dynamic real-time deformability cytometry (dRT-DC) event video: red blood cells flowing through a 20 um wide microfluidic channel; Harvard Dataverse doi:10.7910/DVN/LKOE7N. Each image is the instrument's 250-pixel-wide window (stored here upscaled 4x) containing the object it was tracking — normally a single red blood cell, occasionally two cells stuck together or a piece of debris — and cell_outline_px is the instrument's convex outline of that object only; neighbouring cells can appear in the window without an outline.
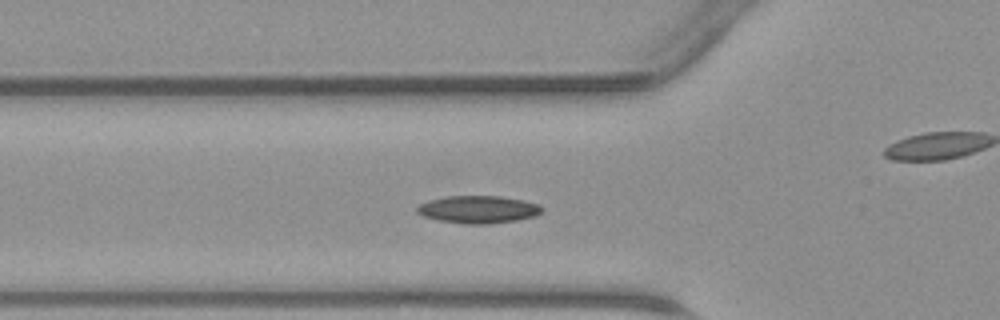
{"species": "common noctule bat (a hibernating species)", "species_latin": "Nyctalus noctula", "temperature_condition": "warm", "stored_images_in_passage": 39, "camera_frame_rate_fps": 3000, "um_per_image_px": 0.085, "animal": {"sex": "male", "body_mass_g": 23.1, "forearm_length_mm": 52.7}, "frame": {"image": 1, "passage_image": 8, "time_ms": 2.333, "image_size_px": [1000, 320], "cell_outline_px": [[544, 208], [536, 216], [516, 220], [488, 224], [464, 224], [440, 220], [424, 216], [416, 212], [416, 208], [420, 204], [428, 200], [448, 196], [500, 196], [524, 200], [540, 204]], "centroid_in_image_um": [40.67, 17.8], "position_along_channel_um": 85.1, "area_um2": 20.06}}
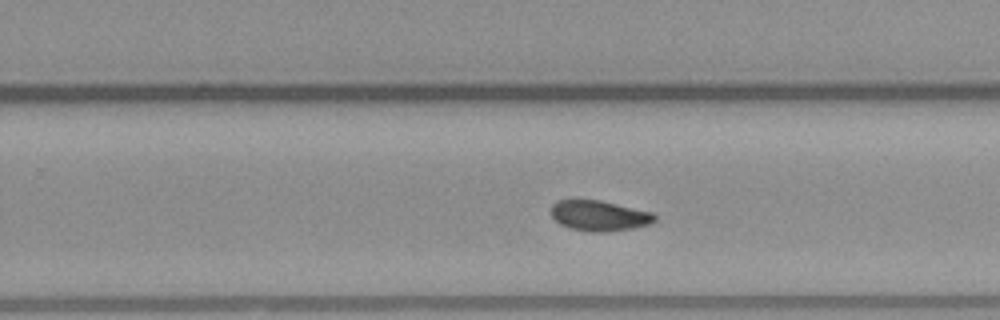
{"frame": {"image": 2, "passage_image": 21, "time_ms": 6.667, "image_size_px": [1000, 320], "cell_outline_px": [[656, 220], [652, 224], [632, 228], [608, 232], [588, 232], [572, 228], [560, 224], [552, 216], [552, 204], [556, 200], [572, 196], [600, 200], [652, 212], [656, 216]], "centroid_in_image_um": [50.89, 18.29], "position_along_channel_um": 278.9, "area_um2": 19.02}}
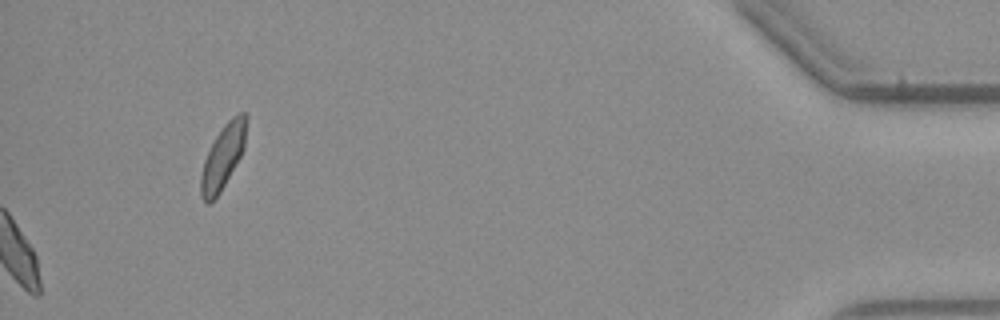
{"frame": {"image": 3, "passage_image": 39, "time_ms": 12.667, "image_size_px": [1000, 320], "cell_outline_px": [[248, 120], [244, 148], [240, 156], [220, 192], [208, 204], [200, 196], [200, 176], [204, 160], [216, 136], [224, 124], [232, 116], [240, 112], [244, 112], [248, 116]], "centroid_in_image_um": [18.96, 13.28], "position_along_channel_um": 416.2, "area_um2": 16.88}}